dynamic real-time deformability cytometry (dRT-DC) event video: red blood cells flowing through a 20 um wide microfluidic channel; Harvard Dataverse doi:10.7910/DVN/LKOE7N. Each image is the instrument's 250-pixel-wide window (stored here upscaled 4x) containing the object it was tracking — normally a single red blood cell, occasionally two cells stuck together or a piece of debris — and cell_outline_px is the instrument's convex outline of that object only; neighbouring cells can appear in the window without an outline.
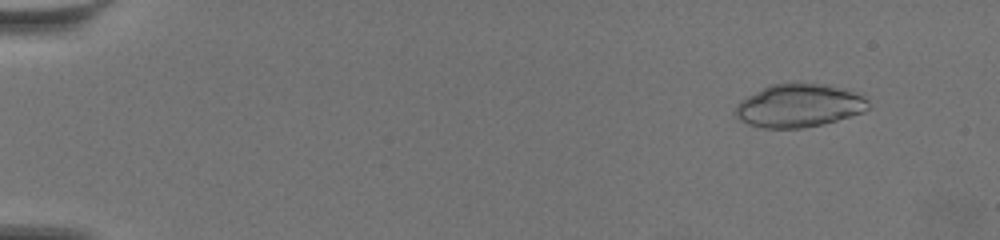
{"species": "common noctule bat (a hibernating species)", "species_latin": "Nyctalus noctula", "temperature_condition": "warm", "stored_images_in_passage": 42, "segment_of_instrument_passage": [1, 2], "camera_frame_rate_fps": 3000, "um_per_image_px": 0.085, "animal": {"sex": "female", "body_mass_g": 19.5, "forearm_length_mm": 54.1}, "frame": {"image": 1, "passage_image": 5, "time_ms": 1.333, "image_size_px": [1000, 240], "cell_outline_px": [[868, 108], [864, 112], [836, 120], [820, 124], [800, 128], [764, 128], [748, 124], [740, 120], [736, 116], [736, 104], [740, 100], [772, 84], [828, 84], [864, 96], [868, 100]], "centroid_in_image_um": [67.91, 8.99], "position_along_channel_um": 17.1, "area_um2": 32.83}}